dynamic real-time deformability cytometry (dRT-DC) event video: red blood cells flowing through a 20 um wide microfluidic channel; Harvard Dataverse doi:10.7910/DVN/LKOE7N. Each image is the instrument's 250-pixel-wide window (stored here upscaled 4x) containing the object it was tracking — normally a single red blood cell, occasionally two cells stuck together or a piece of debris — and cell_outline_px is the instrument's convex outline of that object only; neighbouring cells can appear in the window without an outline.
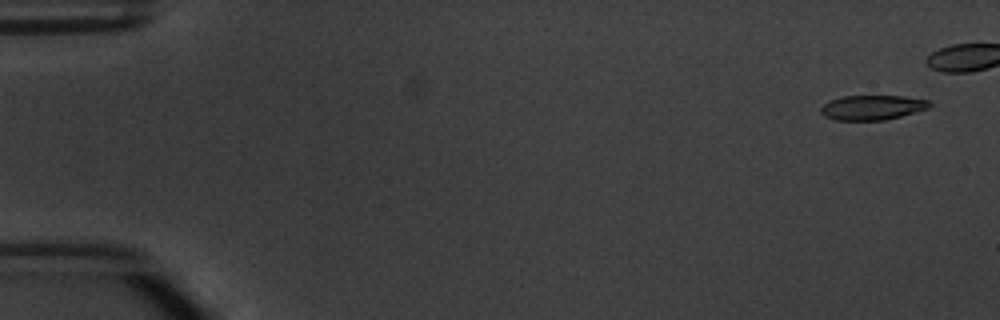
{"species": "common noctule bat (a hibernating species)", "species_latin": "Nyctalus noctula", "temperature_condition": "warm", "stored_images_in_passage": 6, "camera_frame_rate_fps": 3000, "um_per_image_px": 0.085, "animal": {"sex": "male", "body_mass_g": 20.1, "forearm_length_mm": 53.5}, "frame": {"image": 1, "passage_image": 1, "time_ms": 0.0, "image_size_px": [1000, 320], "cell_outline_px": [[932, 104], [928, 108], [900, 116], [884, 120], [836, 120], [824, 116], [820, 112], [820, 108], [828, 100], [844, 96], [904, 96], [928, 100]], "centroid_in_image_um": [74.11, 9.13], "position_along_channel_um": 10.9, "area_um2": 15.61}}